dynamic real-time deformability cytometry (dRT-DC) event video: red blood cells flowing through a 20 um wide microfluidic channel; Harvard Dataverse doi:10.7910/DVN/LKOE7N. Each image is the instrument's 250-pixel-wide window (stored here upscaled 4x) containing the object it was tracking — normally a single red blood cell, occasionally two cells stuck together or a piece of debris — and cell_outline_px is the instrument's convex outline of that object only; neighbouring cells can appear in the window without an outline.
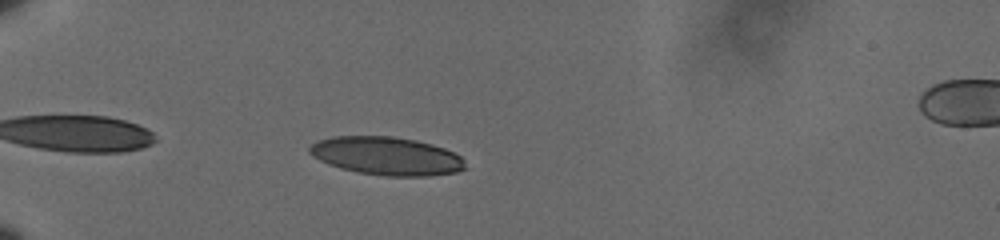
{"species": "human", "species_latin": "Homo sapiens", "temperature_condition": "cold", "stored_images_in_passage": 46, "camera_frame_rate_fps": 3000, "um_per_image_px": 0.085, "donor": {"sex": "male"}, "frame": {"image": 1, "passage_image": 6, "time_ms": 1.667, "image_size_px": [1000, 240], "cell_outline_px": [[464, 168], [456, 172], [428, 176], [384, 176], [360, 172], [340, 168], [328, 164], [312, 156], [308, 152], [308, 148], [316, 140], [332, 136], [392, 136], [416, 140], [432, 144], [444, 148], [460, 156], [464, 160]], "centroid_in_image_um": [32.82, 13.25], "position_along_channel_um": 52.2, "area_um2": 34.68}}
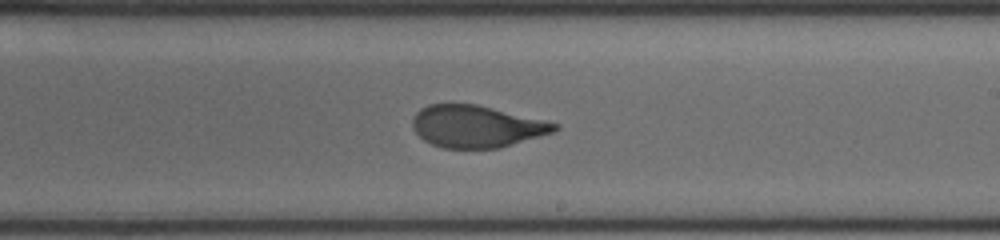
{"frame": {"image": 2, "passage_image": 25, "time_ms": 8.0, "image_size_px": [1000, 240], "cell_outline_px": [[560, 128], [552, 132], [496, 148], [444, 148], [432, 144], [424, 140], [412, 128], [412, 116], [420, 108], [428, 104], [476, 104], [544, 120], [560, 124]], "centroid_in_image_um": [40.45, 10.73], "position_along_channel_um": 248.6, "area_um2": 34.45}}
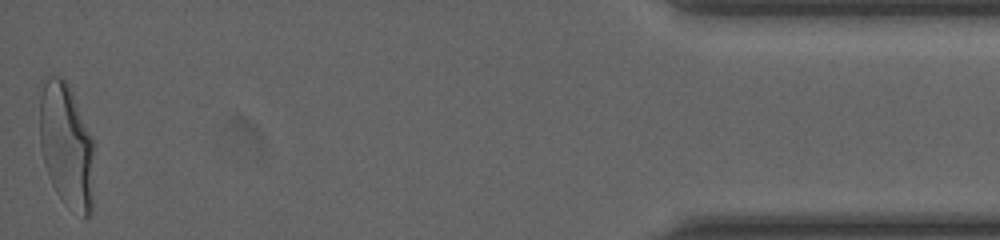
{"frame": {"image": 3, "passage_image": 46, "time_ms": 15.0, "image_size_px": [1000, 240], "cell_outline_px": [[96, 144], [92, 212], [84, 220], [64, 204], [56, 192], [52, 184], [44, 160], [40, 144], [40, 96], [44, 84], [48, 76], [60, 76], [68, 84]], "centroid_in_image_um": [5.71, 12.46], "position_along_channel_um": 429.5, "area_um2": 40.29}, "authors_computed_cell_mechanics": {"area_um2": 35.8938, "velocity_mm_per_s": 3.6014, "shape_relaxation_time_tau1_ms": 4.6713, "shape_relaxation_time_tau2_ms": 0.8902, "deformation_change_tau1": 0.1874, "deformation_change_tau2": 0.0586}}